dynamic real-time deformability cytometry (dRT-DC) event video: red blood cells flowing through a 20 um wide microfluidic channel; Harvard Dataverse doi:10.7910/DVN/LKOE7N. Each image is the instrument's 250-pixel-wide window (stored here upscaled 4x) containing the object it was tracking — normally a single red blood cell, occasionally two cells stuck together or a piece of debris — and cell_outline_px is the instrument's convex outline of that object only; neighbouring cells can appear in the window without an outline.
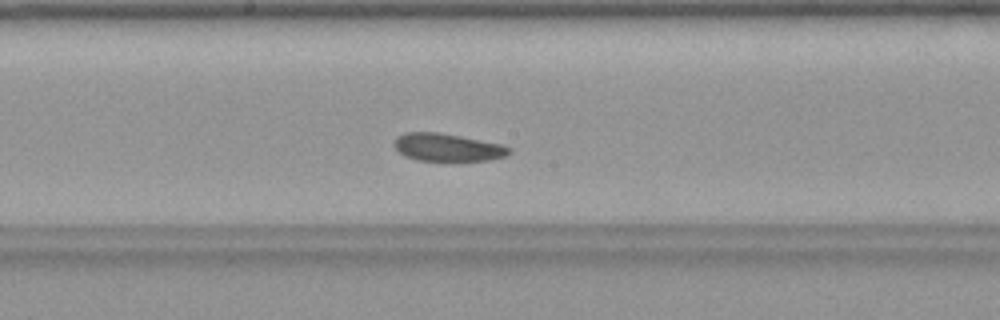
{"species": "common noctule bat (a hibernating species)", "species_latin": "Nyctalus noctula", "temperature_condition": "warm", "stored_images_in_passage": 37, "camera_frame_rate_fps": 3000, "um_per_image_px": 0.085, "animal": {"sex": "female", "body_mass_g": 19.9}, "frame": {"image": 1, "passage_image": 22, "time_ms": 7.0, "image_size_px": [1000, 320], "cell_outline_px": [[512, 152], [508, 156], [488, 160], [416, 160], [404, 156], [392, 144], [396, 136], [404, 132], [440, 132], [500, 144], [512, 148]], "centroid_in_image_um": [38.02, 12.52], "position_along_channel_um": 210.2, "area_um2": 18.61}}